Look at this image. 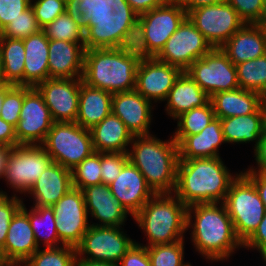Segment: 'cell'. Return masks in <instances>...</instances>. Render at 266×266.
<instances>
[{"mask_svg": "<svg viewBox=\"0 0 266 266\" xmlns=\"http://www.w3.org/2000/svg\"><path fill=\"white\" fill-rule=\"evenodd\" d=\"M23 204V198L16 194L10 197L0 190V251L4 248L10 222Z\"/></svg>", "mask_w": 266, "mask_h": 266, "instance_id": "ee69618b", "label": "cell"}, {"mask_svg": "<svg viewBox=\"0 0 266 266\" xmlns=\"http://www.w3.org/2000/svg\"><path fill=\"white\" fill-rule=\"evenodd\" d=\"M100 183H102L101 153L94 152L72 169V186L82 190Z\"/></svg>", "mask_w": 266, "mask_h": 266, "instance_id": "f35d334b", "label": "cell"}, {"mask_svg": "<svg viewBox=\"0 0 266 266\" xmlns=\"http://www.w3.org/2000/svg\"><path fill=\"white\" fill-rule=\"evenodd\" d=\"M235 66L240 88L266 94V54Z\"/></svg>", "mask_w": 266, "mask_h": 266, "instance_id": "d590c367", "label": "cell"}, {"mask_svg": "<svg viewBox=\"0 0 266 266\" xmlns=\"http://www.w3.org/2000/svg\"><path fill=\"white\" fill-rule=\"evenodd\" d=\"M212 49L211 44L187 17L169 37L156 58L186 71L192 63Z\"/></svg>", "mask_w": 266, "mask_h": 266, "instance_id": "5bb4252c", "label": "cell"}, {"mask_svg": "<svg viewBox=\"0 0 266 266\" xmlns=\"http://www.w3.org/2000/svg\"><path fill=\"white\" fill-rule=\"evenodd\" d=\"M153 103L136 90L114 93L111 111L133 136L150 135Z\"/></svg>", "mask_w": 266, "mask_h": 266, "instance_id": "ffe728a7", "label": "cell"}, {"mask_svg": "<svg viewBox=\"0 0 266 266\" xmlns=\"http://www.w3.org/2000/svg\"><path fill=\"white\" fill-rule=\"evenodd\" d=\"M67 2L70 6H79L86 2V0H64Z\"/></svg>", "mask_w": 266, "mask_h": 266, "instance_id": "680465c9", "label": "cell"}, {"mask_svg": "<svg viewBox=\"0 0 266 266\" xmlns=\"http://www.w3.org/2000/svg\"><path fill=\"white\" fill-rule=\"evenodd\" d=\"M260 111L262 114V130L266 133V97L263 96L260 104Z\"/></svg>", "mask_w": 266, "mask_h": 266, "instance_id": "6f0895ef", "label": "cell"}, {"mask_svg": "<svg viewBox=\"0 0 266 266\" xmlns=\"http://www.w3.org/2000/svg\"><path fill=\"white\" fill-rule=\"evenodd\" d=\"M118 266H151L147 247L135 242L119 261Z\"/></svg>", "mask_w": 266, "mask_h": 266, "instance_id": "c3c4849f", "label": "cell"}, {"mask_svg": "<svg viewBox=\"0 0 266 266\" xmlns=\"http://www.w3.org/2000/svg\"><path fill=\"white\" fill-rule=\"evenodd\" d=\"M168 0H106L101 10L103 30L121 31L142 13L155 9Z\"/></svg>", "mask_w": 266, "mask_h": 266, "instance_id": "4316f807", "label": "cell"}, {"mask_svg": "<svg viewBox=\"0 0 266 266\" xmlns=\"http://www.w3.org/2000/svg\"><path fill=\"white\" fill-rule=\"evenodd\" d=\"M186 72L209 97L220 91L240 88L236 66L221 48H213L192 63Z\"/></svg>", "mask_w": 266, "mask_h": 266, "instance_id": "7c38bea8", "label": "cell"}, {"mask_svg": "<svg viewBox=\"0 0 266 266\" xmlns=\"http://www.w3.org/2000/svg\"><path fill=\"white\" fill-rule=\"evenodd\" d=\"M187 18V12L178 0L134 18L120 32L130 41L141 57H156L166 41Z\"/></svg>", "mask_w": 266, "mask_h": 266, "instance_id": "5b68a950", "label": "cell"}, {"mask_svg": "<svg viewBox=\"0 0 266 266\" xmlns=\"http://www.w3.org/2000/svg\"><path fill=\"white\" fill-rule=\"evenodd\" d=\"M4 101V84L0 87V112Z\"/></svg>", "mask_w": 266, "mask_h": 266, "instance_id": "91938a15", "label": "cell"}, {"mask_svg": "<svg viewBox=\"0 0 266 266\" xmlns=\"http://www.w3.org/2000/svg\"><path fill=\"white\" fill-rule=\"evenodd\" d=\"M4 83H3V81H2V79H1V77H0V87L3 85Z\"/></svg>", "mask_w": 266, "mask_h": 266, "instance_id": "03108f58", "label": "cell"}, {"mask_svg": "<svg viewBox=\"0 0 266 266\" xmlns=\"http://www.w3.org/2000/svg\"><path fill=\"white\" fill-rule=\"evenodd\" d=\"M263 2H264V7H265V10H266V0H263Z\"/></svg>", "mask_w": 266, "mask_h": 266, "instance_id": "003e7915", "label": "cell"}, {"mask_svg": "<svg viewBox=\"0 0 266 266\" xmlns=\"http://www.w3.org/2000/svg\"><path fill=\"white\" fill-rule=\"evenodd\" d=\"M121 228L90 225L75 247L77 258L118 264L136 242Z\"/></svg>", "mask_w": 266, "mask_h": 266, "instance_id": "8fae6325", "label": "cell"}, {"mask_svg": "<svg viewBox=\"0 0 266 266\" xmlns=\"http://www.w3.org/2000/svg\"><path fill=\"white\" fill-rule=\"evenodd\" d=\"M246 24H262L266 19L263 0H226Z\"/></svg>", "mask_w": 266, "mask_h": 266, "instance_id": "f6af8a7d", "label": "cell"}, {"mask_svg": "<svg viewBox=\"0 0 266 266\" xmlns=\"http://www.w3.org/2000/svg\"><path fill=\"white\" fill-rule=\"evenodd\" d=\"M133 219L147 236L146 247L184 240L187 232V206L174 193L155 194Z\"/></svg>", "mask_w": 266, "mask_h": 266, "instance_id": "8992f818", "label": "cell"}, {"mask_svg": "<svg viewBox=\"0 0 266 266\" xmlns=\"http://www.w3.org/2000/svg\"><path fill=\"white\" fill-rule=\"evenodd\" d=\"M242 173L254 184L266 208V174L254 171H242Z\"/></svg>", "mask_w": 266, "mask_h": 266, "instance_id": "816d5d0a", "label": "cell"}, {"mask_svg": "<svg viewBox=\"0 0 266 266\" xmlns=\"http://www.w3.org/2000/svg\"><path fill=\"white\" fill-rule=\"evenodd\" d=\"M81 81L82 78H49L35 86L54 122H76Z\"/></svg>", "mask_w": 266, "mask_h": 266, "instance_id": "e0dca14e", "label": "cell"}, {"mask_svg": "<svg viewBox=\"0 0 266 266\" xmlns=\"http://www.w3.org/2000/svg\"><path fill=\"white\" fill-rule=\"evenodd\" d=\"M53 123L42 95L35 87L24 86V101L15 127L18 145H41Z\"/></svg>", "mask_w": 266, "mask_h": 266, "instance_id": "9a60e30c", "label": "cell"}, {"mask_svg": "<svg viewBox=\"0 0 266 266\" xmlns=\"http://www.w3.org/2000/svg\"><path fill=\"white\" fill-rule=\"evenodd\" d=\"M76 248L63 245L40 248L22 265L23 266H75Z\"/></svg>", "mask_w": 266, "mask_h": 266, "instance_id": "74e56055", "label": "cell"}, {"mask_svg": "<svg viewBox=\"0 0 266 266\" xmlns=\"http://www.w3.org/2000/svg\"><path fill=\"white\" fill-rule=\"evenodd\" d=\"M243 248L258 250L263 262H266V214L253 235L243 244Z\"/></svg>", "mask_w": 266, "mask_h": 266, "instance_id": "681fc988", "label": "cell"}, {"mask_svg": "<svg viewBox=\"0 0 266 266\" xmlns=\"http://www.w3.org/2000/svg\"><path fill=\"white\" fill-rule=\"evenodd\" d=\"M31 6V0H0V32Z\"/></svg>", "mask_w": 266, "mask_h": 266, "instance_id": "7dc6e473", "label": "cell"}, {"mask_svg": "<svg viewBox=\"0 0 266 266\" xmlns=\"http://www.w3.org/2000/svg\"><path fill=\"white\" fill-rule=\"evenodd\" d=\"M52 208L59 240L76 247L90 226L82 190L72 187Z\"/></svg>", "mask_w": 266, "mask_h": 266, "instance_id": "2e32d148", "label": "cell"}, {"mask_svg": "<svg viewBox=\"0 0 266 266\" xmlns=\"http://www.w3.org/2000/svg\"><path fill=\"white\" fill-rule=\"evenodd\" d=\"M41 146L53 162L70 170L95 152L90 130L76 122H54Z\"/></svg>", "mask_w": 266, "mask_h": 266, "instance_id": "ba28073f", "label": "cell"}, {"mask_svg": "<svg viewBox=\"0 0 266 266\" xmlns=\"http://www.w3.org/2000/svg\"><path fill=\"white\" fill-rule=\"evenodd\" d=\"M41 30L31 6L23 11L20 16L12 20L1 32L0 36L13 39H25Z\"/></svg>", "mask_w": 266, "mask_h": 266, "instance_id": "b9f144b4", "label": "cell"}, {"mask_svg": "<svg viewBox=\"0 0 266 266\" xmlns=\"http://www.w3.org/2000/svg\"><path fill=\"white\" fill-rule=\"evenodd\" d=\"M221 157L179 159L174 194L190 206L197 203H223L231 183L238 177Z\"/></svg>", "mask_w": 266, "mask_h": 266, "instance_id": "3957f363", "label": "cell"}, {"mask_svg": "<svg viewBox=\"0 0 266 266\" xmlns=\"http://www.w3.org/2000/svg\"><path fill=\"white\" fill-rule=\"evenodd\" d=\"M24 101V86H15L4 83V101L0 117L16 127L20 119L22 104Z\"/></svg>", "mask_w": 266, "mask_h": 266, "instance_id": "60d3db41", "label": "cell"}, {"mask_svg": "<svg viewBox=\"0 0 266 266\" xmlns=\"http://www.w3.org/2000/svg\"><path fill=\"white\" fill-rule=\"evenodd\" d=\"M140 59L120 31L103 30L85 50L82 81L112 94L135 90Z\"/></svg>", "mask_w": 266, "mask_h": 266, "instance_id": "6da1fadb", "label": "cell"}, {"mask_svg": "<svg viewBox=\"0 0 266 266\" xmlns=\"http://www.w3.org/2000/svg\"><path fill=\"white\" fill-rule=\"evenodd\" d=\"M112 196L134 217L155 193L143 174L128 161L118 177L109 184Z\"/></svg>", "mask_w": 266, "mask_h": 266, "instance_id": "d6986e66", "label": "cell"}, {"mask_svg": "<svg viewBox=\"0 0 266 266\" xmlns=\"http://www.w3.org/2000/svg\"><path fill=\"white\" fill-rule=\"evenodd\" d=\"M86 1L96 4L99 8H101L106 2V0H86Z\"/></svg>", "mask_w": 266, "mask_h": 266, "instance_id": "94428289", "label": "cell"}, {"mask_svg": "<svg viewBox=\"0 0 266 266\" xmlns=\"http://www.w3.org/2000/svg\"><path fill=\"white\" fill-rule=\"evenodd\" d=\"M9 264H7L5 261H3L1 258H0V266H8Z\"/></svg>", "mask_w": 266, "mask_h": 266, "instance_id": "6125c7cd", "label": "cell"}, {"mask_svg": "<svg viewBox=\"0 0 266 266\" xmlns=\"http://www.w3.org/2000/svg\"><path fill=\"white\" fill-rule=\"evenodd\" d=\"M220 48L234 65L256 59L266 54V30L245 23Z\"/></svg>", "mask_w": 266, "mask_h": 266, "instance_id": "603a6c76", "label": "cell"}, {"mask_svg": "<svg viewBox=\"0 0 266 266\" xmlns=\"http://www.w3.org/2000/svg\"><path fill=\"white\" fill-rule=\"evenodd\" d=\"M182 7L185 9L187 14L198 7L201 6H207V5H212V4H217V3H223L226 0H178Z\"/></svg>", "mask_w": 266, "mask_h": 266, "instance_id": "db71d44e", "label": "cell"}, {"mask_svg": "<svg viewBox=\"0 0 266 266\" xmlns=\"http://www.w3.org/2000/svg\"><path fill=\"white\" fill-rule=\"evenodd\" d=\"M72 170L52 162L36 180L28 194L34 206L52 207L72 188Z\"/></svg>", "mask_w": 266, "mask_h": 266, "instance_id": "484cf974", "label": "cell"}, {"mask_svg": "<svg viewBox=\"0 0 266 266\" xmlns=\"http://www.w3.org/2000/svg\"><path fill=\"white\" fill-rule=\"evenodd\" d=\"M262 25L264 26V28L266 30V19L263 21Z\"/></svg>", "mask_w": 266, "mask_h": 266, "instance_id": "be15d7a7", "label": "cell"}, {"mask_svg": "<svg viewBox=\"0 0 266 266\" xmlns=\"http://www.w3.org/2000/svg\"><path fill=\"white\" fill-rule=\"evenodd\" d=\"M25 47V68L23 86L35 87L38 83L49 79V39L40 30L23 39Z\"/></svg>", "mask_w": 266, "mask_h": 266, "instance_id": "f1b7e54d", "label": "cell"}, {"mask_svg": "<svg viewBox=\"0 0 266 266\" xmlns=\"http://www.w3.org/2000/svg\"><path fill=\"white\" fill-rule=\"evenodd\" d=\"M95 152L127 153L133 140L132 133L112 112L90 129Z\"/></svg>", "mask_w": 266, "mask_h": 266, "instance_id": "83f0119b", "label": "cell"}, {"mask_svg": "<svg viewBox=\"0 0 266 266\" xmlns=\"http://www.w3.org/2000/svg\"><path fill=\"white\" fill-rule=\"evenodd\" d=\"M184 240L147 247L151 266H192L184 262Z\"/></svg>", "mask_w": 266, "mask_h": 266, "instance_id": "ab89813d", "label": "cell"}, {"mask_svg": "<svg viewBox=\"0 0 266 266\" xmlns=\"http://www.w3.org/2000/svg\"><path fill=\"white\" fill-rule=\"evenodd\" d=\"M254 157L257 168H253L252 166L246 169V171L262 172L266 174V133L262 134L261 138L259 139V143L254 148Z\"/></svg>", "mask_w": 266, "mask_h": 266, "instance_id": "f907efd6", "label": "cell"}, {"mask_svg": "<svg viewBox=\"0 0 266 266\" xmlns=\"http://www.w3.org/2000/svg\"><path fill=\"white\" fill-rule=\"evenodd\" d=\"M262 95L238 88L231 91H220L210 97L215 117L225 119L255 113L259 108Z\"/></svg>", "mask_w": 266, "mask_h": 266, "instance_id": "1f68e13d", "label": "cell"}, {"mask_svg": "<svg viewBox=\"0 0 266 266\" xmlns=\"http://www.w3.org/2000/svg\"><path fill=\"white\" fill-rule=\"evenodd\" d=\"M223 204L236 236L244 244L258 228L266 208L254 184L242 172L231 183Z\"/></svg>", "mask_w": 266, "mask_h": 266, "instance_id": "52a82bcc", "label": "cell"}, {"mask_svg": "<svg viewBox=\"0 0 266 266\" xmlns=\"http://www.w3.org/2000/svg\"><path fill=\"white\" fill-rule=\"evenodd\" d=\"M70 7L64 0H31V8L41 29L53 22Z\"/></svg>", "mask_w": 266, "mask_h": 266, "instance_id": "7bdbcfd3", "label": "cell"}, {"mask_svg": "<svg viewBox=\"0 0 266 266\" xmlns=\"http://www.w3.org/2000/svg\"><path fill=\"white\" fill-rule=\"evenodd\" d=\"M0 144L9 147H16L18 145L15 134V127L7 123L0 117Z\"/></svg>", "mask_w": 266, "mask_h": 266, "instance_id": "f5cc1de1", "label": "cell"}, {"mask_svg": "<svg viewBox=\"0 0 266 266\" xmlns=\"http://www.w3.org/2000/svg\"><path fill=\"white\" fill-rule=\"evenodd\" d=\"M41 30L49 40L91 43L103 31L101 10L89 1L71 6Z\"/></svg>", "mask_w": 266, "mask_h": 266, "instance_id": "9c48e42d", "label": "cell"}, {"mask_svg": "<svg viewBox=\"0 0 266 266\" xmlns=\"http://www.w3.org/2000/svg\"><path fill=\"white\" fill-rule=\"evenodd\" d=\"M89 44L49 40V78H82Z\"/></svg>", "mask_w": 266, "mask_h": 266, "instance_id": "cb8c5ba5", "label": "cell"}, {"mask_svg": "<svg viewBox=\"0 0 266 266\" xmlns=\"http://www.w3.org/2000/svg\"><path fill=\"white\" fill-rule=\"evenodd\" d=\"M128 161L127 153H101L102 183L106 185L111 184L118 177Z\"/></svg>", "mask_w": 266, "mask_h": 266, "instance_id": "bcb514c9", "label": "cell"}, {"mask_svg": "<svg viewBox=\"0 0 266 266\" xmlns=\"http://www.w3.org/2000/svg\"><path fill=\"white\" fill-rule=\"evenodd\" d=\"M28 218L38 247L45 245V248L59 247L64 244L59 240L55 214L52 207L32 206L28 210ZM45 229V231H44Z\"/></svg>", "mask_w": 266, "mask_h": 266, "instance_id": "e575fe53", "label": "cell"}, {"mask_svg": "<svg viewBox=\"0 0 266 266\" xmlns=\"http://www.w3.org/2000/svg\"><path fill=\"white\" fill-rule=\"evenodd\" d=\"M127 155L139 169L155 194H172L177 182L178 144L172 138L162 141L156 136H134Z\"/></svg>", "mask_w": 266, "mask_h": 266, "instance_id": "277c9868", "label": "cell"}, {"mask_svg": "<svg viewBox=\"0 0 266 266\" xmlns=\"http://www.w3.org/2000/svg\"><path fill=\"white\" fill-rule=\"evenodd\" d=\"M186 228L192 230L191 241L196 251L212 262L228 260L235 249L243 248L223 203L187 206Z\"/></svg>", "mask_w": 266, "mask_h": 266, "instance_id": "7a4b0ae2", "label": "cell"}, {"mask_svg": "<svg viewBox=\"0 0 266 266\" xmlns=\"http://www.w3.org/2000/svg\"><path fill=\"white\" fill-rule=\"evenodd\" d=\"M52 162L41 145L11 147L3 179L15 192L27 194Z\"/></svg>", "mask_w": 266, "mask_h": 266, "instance_id": "30bf717a", "label": "cell"}, {"mask_svg": "<svg viewBox=\"0 0 266 266\" xmlns=\"http://www.w3.org/2000/svg\"><path fill=\"white\" fill-rule=\"evenodd\" d=\"M75 266H118L115 263L91 261L88 259H80L76 257Z\"/></svg>", "mask_w": 266, "mask_h": 266, "instance_id": "9f6ffc18", "label": "cell"}, {"mask_svg": "<svg viewBox=\"0 0 266 266\" xmlns=\"http://www.w3.org/2000/svg\"><path fill=\"white\" fill-rule=\"evenodd\" d=\"M112 95L81 81L76 123L88 130L100 123L112 112Z\"/></svg>", "mask_w": 266, "mask_h": 266, "instance_id": "4dcf8cb0", "label": "cell"}, {"mask_svg": "<svg viewBox=\"0 0 266 266\" xmlns=\"http://www.w3.org/2000/svg\"><path fill=\"white\" fill-rule=\"evenodd\" d=\"M11 147L0 144V179L3 178Z\"/></svg>", "mask_w": 266, "mask_h": 266, "instance_id": "11a10c76", "label": "cell"}, {"mask_svg": "<svg viewBox=\"0 0 266 266\" xmlns=\"http://www.w3.org/2000/svg\"><path fill=\"white\" fill-rule=\"evenodd\" d=\"M24 62L23 40L0 36V77L3 83L23 86Z\"/></svg>", "mask_w": 266, "mask_h": 266, "instance_id": "d6a6232c", "label": "cell"}, {"mask_svg": "<svg viewBox=\"0 0 266 266\" xmlns=\"http://www.w3.org/2000/svg\"><path fill=\"white\" fill-rule=\"evenodd\" d=\"M178 144L179 159L220 157L219 147L226 143L221 119H213L200 133L193 135H172Z\"/></svg>", "mask_w": 266, "mask_h": 266, "instance_id": "d4e9b609", "label": "cell"}, {"mask_svg": "<svg viewBox=\"0 0 266 266\" xmlns=\"http://www.w3.org/2000/svg\"><path fill=\"white\" fill-rule=\"evenodd\" d=\"M215 118L212 102L209 101L202 107L193 108L178 116L175 119L177 121V130L173 135L198 134Z\"/></svg>", "mask_w": 266, "mask_h": 266, "instance_id": "8d00e7d4", "label": "cell"}, {"mask_svg": "<svg viewBox=\"0 0 266 266\" xmlns=\"http://www.w3.org/2000/svg\"><path fill=\"white\" fill-rule=\"evenodd\" d=\"M187 17L213 48H220L245 24L227 1L195 8Z\"/></svg>", "mask_w": 266, "mask_h": 266, "instance_id": "4fadbf2b", "label": "cell"}, {"mask_svg": "<svg viewBox=\"0 0 266 266\" xmlns=\"http://www.w3.org/2000/svg\"><path fill=\"white\" fill-rule=\"evenodd\" d=\"M39 249L31 228L25 204L10 222L0 258L7 264L22 265Z\"/></svg>", "mask_w": 266, "mask_h": 266, "instance_id": "44dd1931", "label": "cell"}, {"mask_svg": "<svg viewBox=\"0 0 266 266\" xmlns=\"http://www.w3.org/2000/svg\"><path fill=\"white\" fill-rule=\"evenodd\" d=\"M165 101H167L166 113L175 120L184 112L204 106L210 101V97L186 71H183Z\"/></svg>", "mask_w": 266, "mask_h": 266, "instance_id": "f546056e", "label": "cell"}, {"mask_svg": "<svg viewBox=\"0 0 266 266\" xmlns=\"http://www.w3.org/2000/svg\"><path fill=\"white\" fill-rule=\"evenodd\" d=\"M182 72L179 67L156 57H141L136 69L135 90L152 103L165 101Z\"/></svg>", "mask_w": 266, "mask_h": 266, "instance_id": "ac0fdd59", "label": "cell"}, {"mask_svg": "<svg viewBox=\"0 0 266 266\" xmlns=\"http://www.w3.org/2000/svg\"><path fill=\"white\" fill-rule=\"evenodd\" d=\"M222 132L226 143H259L263 134L260 108L255 113L221 119Z\"/></svg>", "mask_w": 266, "mask_h": 266, "instance_id": "836d02e7", "label": "cell"}, {"mask_svg": "<svg viewBox=\"0 0 266 266\" xmlns=\"http://www.w3.org/2000/svg\"><path fill=\"white\" fill-rule=\"evenodd\" d=\"M8 266H23V265H18V264H9Z\"/></svg>", "mask_w": 266, "mask_h": 266, "instance_id": "e7e4bbea", "label": "cell"}, {"mask_svg": "<svg viewBox=\"0 0 266 266\" xmlns=\"http://www.w3.org/2000/svg\"><path fill=\"white\" fill-rule=\"evenodd\" d=\"M88 215L99 221L92 226L122 227L128 212L111 193L109 185L100 183L82 189Z\"/></svg>", "mask_w": 266, "mask_h": 266, "instance_id": "7402d4cb", "label": "cell"}]
</instances>
